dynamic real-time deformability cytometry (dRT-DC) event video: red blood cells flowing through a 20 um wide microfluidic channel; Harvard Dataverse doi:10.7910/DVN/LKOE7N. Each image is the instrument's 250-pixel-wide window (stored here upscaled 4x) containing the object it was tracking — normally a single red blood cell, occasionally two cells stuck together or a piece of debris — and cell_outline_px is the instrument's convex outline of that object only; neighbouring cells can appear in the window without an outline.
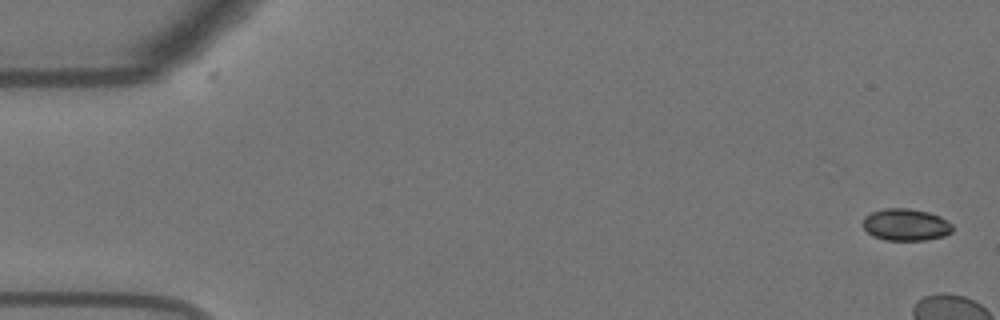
{"species": "Egyptian fruit bat (a non-hibernating species)", "species_latin": "Rousettus aegyptiacus", "temperature_condition": "warm", "stored_images_in_passage": 8, "camera_frame_rate_fps": 3000, "um_per_image_px": 0.085, "animal": {"sex": "female"}, "frame": {"image": 1, "passage_image": 1, "time_ms": 0.0, "image_size_px": [1000, 320], "cell_outline_px": [[952, 232], [944, 236], [924, 240], [884, 240], [872, 236], [864, 228], [864, 216], [872, 212], [884, 208], [908, 208], [928, 212], [940, 216], [952, 224]], "centroid_in_image_um": [76.99, 19.1], "position_along_channel_um": 8.0, "area_um2": 16.7}}